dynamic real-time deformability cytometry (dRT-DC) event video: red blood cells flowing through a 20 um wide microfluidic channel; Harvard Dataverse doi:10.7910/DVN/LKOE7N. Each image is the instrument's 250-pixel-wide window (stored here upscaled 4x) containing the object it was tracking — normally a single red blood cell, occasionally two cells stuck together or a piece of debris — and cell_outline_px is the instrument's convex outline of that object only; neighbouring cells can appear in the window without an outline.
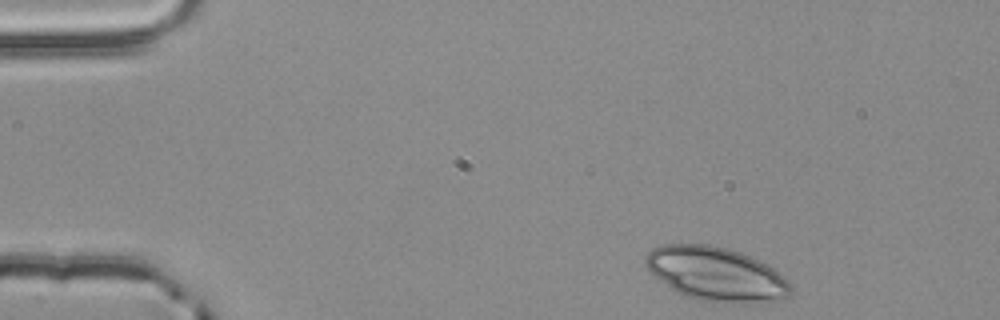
{"species": "common noctule bat (a hibernating species)", "species_latin": "Nyctalus noctula", "temperature_condition": "room temperature", "stored_images_in_passage": 48, "camera_frame_rate_fps": 3000, "um_per_image_px": 0.085, "animal": {"sex": "male", "body_mass_g": 20.4}, "frame": {"image": 1, "passage_image": 1, "time_ms": 0.0, "image_size_px": [1000, 320], "cell_outline_px": [[792, 292], [788, 296], [764, 304], [704, 300], [688, 296], [672, 288], [656, 276], [644, 264], [644, 256], [652, 248], [664, 244], [708, 244], [728, 248], [740, 252], [768, 264], [788, 280], [792, 284]], "centroid_in_image_um": [60.92, 23.27], "position_along_channel_um": 24.1, "area_um2": 45.32}}
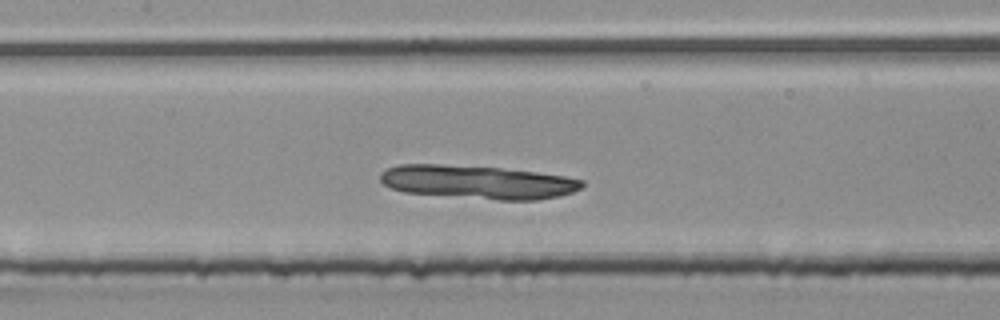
{"frame": {"image": 2, "passage_image": 19, "time_ms": 6.0, "image_size_px": [1000, 320], "cell_outline_px": [[584, 184], [580, 188], [572, 192], [560, 196], [536, 200], [500, 200], [404, 192], [392, 188], [384, 184], [380, 180], [380, 172], [388, 168], [400, 164], [440, 164], [500, 168], [536, 172], [564, 176], [584, 180]], "centroid_in_image_um": [40.6, 15.47], "position_along_channel_um": 166.8, "area_um2": 39.25}}
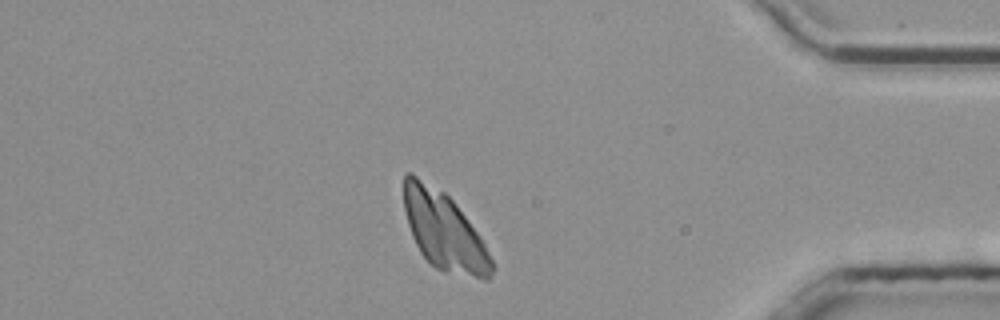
{"frame": {"image": 3, "passage_image": 40, "time_ms": 13.0, "image_size_px": [1000, 320], "cell_outline_px": [[496, 268], [492, 276], [488, 280], [484, 280], [444, 272], [436, 268], [420, 252], [412, 236], [408, 224], [404, 208], [404, 172], [412, 172], [444, 192], [456, 204], [476, 232], [484, 244]], "centroid_in_image_um": [37.75, 19.66], "position_along_channel_um": 397.5, "area_um2": 39.77}}